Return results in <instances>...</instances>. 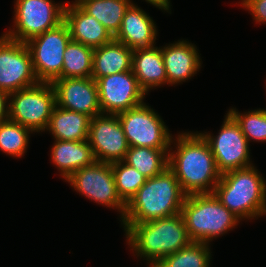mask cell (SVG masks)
<instances>
[{
  "label": "cell",
  "instance_id": "6da1fadb",
  "mask_svg": "<svg viewBox=\"0 0 266 267\" xmlns=\"http://www.w3.org/2000/svg\"><path fill=\"white\" fill-rule=\"evenodd\" d=\"M171 142L176 145V150L172 152L173 146L169 149L168 167L175 174L183 192L187 196L212 194L221 174L208 142L198 131L179 133Z\"/></svg>",
  "mask_w": 266,
  "mask_h": 267
},
{
  "label": "cell",
  "instance_id": "7a4b0ae2",
  "mask_svg": "<svg viewBox=\"0 0 266 267\" xmlns=\"http://www.w3.org/2000/svg\"><path fill=\"white\" fill-rule=\"evenodd\" d=\"M126 240L135 256L157 264L166 256L188 246V236L182 213L144 223H123Z\"/></svg>",
  "mask_w": 266,
  "mask_h": 267
},
{
  "label": "cell",
  "instance_id": "3957f363",
  "mask_svg": "<svg viewBox=\"0 0 266 267\" xmlns=\"http://www.w3.org/2000/svg\"><path fill=\"white\" fill-rule=\"evenodd\" d=\"M186 194L168 167L148 178L126 204L122 223H144L170 217L181 212Z\"/></svg>",
  "mask_w": 266,
  "mask_h": 267
},
{
  "label": "cell",
  "instance_id": "277c9868",
  "mask_svg": "<svg viewBox=\"0 0 266 267\" xmlns=\"http://www.w3.org/2000/svg\"><path fill=\"white\" fill-rule=\"evenodd\" d=\"M213 194L240 220L266 215V181L254 165L222 174Z\"/></svg>",
  "mask_w": 266,
  "mask_h": 267
},
{
  "label": "cell",
  "instance_id": "5b68a950",
  "mask_svg": "<svg viewBox=\"0 0 266 267\" xmlns=\"http://www.w3.org/2000/svg\"><path fill=\"white\" fill-rule=\"evenodd\" d=\"M181 213L192 242L210 244L241 221L213 193L186 196Z\"/></svg>",
  "mask_w": 266,
  "mask_h": 267
},
{
  "label": "cell",
  "instance_id": "8992f818",
  "mask_svg": "<svg viewBox=\"0 0 266 267\" xmlns=\"http://www.w3.org/2000/svg\"><path fill=\"white\" fill-rule=\"evenodd\" d=\"M56 94L51 83L38 82L36 85L9 94V120L29 128L32 132L47 129Z\"/></svg>",
  "mask_w": 266,
  "mask_h": 267
},
{
  "label": "cell",
  "instance_id": "52a82bcc",
  "mask_svg": "<svg viewBox=\"0 0 266 267\" xmlns=\"http://www.w3.org/2000/svg\"><path fill=\"white\" fill-rule=\"evenodd\" d=\"M14 28L3 35L19 42L48 31L64 21L66 3L51 0H15Z\"/></svg>",
  "mask_w": 266,
  "mask_h": 267
},
{
  "label": "cell",
  "instance_id": "ba28073f",
  "mask_svg": "<svg viewBox=\"0 0 266 267\" xmlns=\"http://www.w3.org/2000/svg\"><path fill=\"white\" fill-rule=\"evenodd\" d=\"M71 40L65 21L26 42L32 57V66L39 82L52 83L62 78L63 54Z\"/></svg>",
  "mask_w": 266,
  "mask_h": 267
},
{
  "label": "cell",
  "instance_id": "9c48e42d",
  "mask_svg": "<svg viewBox=\"0 0 266 267\" xmlns=\"http://www.w3.org/2000/svg\"><path fill=\"white\" fill-rule=\"evenodd\" d=\"M145 102L117 114L129 147L170 149L172 134L157 112Z\"/></svg>",
  "mask_w": 266,
  "mask_h": 267
},
{
  "label": "cell",
  "instance_id": "30bf717a",
  "mask_svg": "<svg viewBox=\"0 0 266 267\" xmlns=\"http://www.w3.org/2000/svg\"><path fill=\"white\" fill-rule=\"evenodd\" d=\"M65 181L70 183L79 194L95 203L118 209L122 220L126 203L118 195L112 173V163L95 161L72 173Z\"/></svg>",
  "mask_w": 266,
  "mask_h": 267
},
{
  "label": "cell",
  "instance_id": "8fae6325",
  "mask_svg": "<svg viewBox=\"0 0 266 267\" xmlns=\"http://www.w3.org/2000/svg\"><path fill=\"white\" fill-rule=\"evenodd\" d=\"M208 142L215 159L218 172H226L252 166L250 161V142L243 135L240 126L227 112L218 135L200 133Z\"/></svg>",
  "mask_w": 266,
  "mask_h": 267
},
{
  "label": "cell",
  "instance_id": "7c38bea8",
  "mask_svg": "<svg viewBox=\"0 0 266 267\" xmlns=\"http://www.w3.org/2000/svg\"><path fill=\"white\" fill-rule=\"evenodd\" d=\"M32 57L24 42L0 37V89L7 94L36 85Z\"/></svg>",
  "mask_w": 266,
  "mask_h": 267
},
{
  "label": "cell",
  "instance_id": "4fadbf2b",
  "mask_svg": "<svg viewBox=\"0 0 266 267\" xmlns=\"http://www.w3.org/2000/svg\"><path fill=\"white\" fill-rule=\"evenodd\" d=\"M96 84L103 114H118L144 102L146 93L132 70L100 77Z\"/></svg>",
  "mask_w": 266,
  "mask_h": 267
},
{
  "label": "cell",
  "instance_id": "5bb4252c",
  "mask_svg": "<svg viewBox=\"0 0 266 267\" xmlns=\"http://www.w3.org/2000/svg\"><path fill=\"white\" fill-rule=\"evenodd\" d=\"M88 142L96 161L114 163L122 161L128 151L117 114H99L90 119Z\"/></svg>",
  "mask_w": 266,
  "mask_h": 267
},
{
  "label": "cell",
  "instance_id": "9a60e30c",
  "mask_svg": "<svg viewBox=\"0 0 266 267\" xmlns=\"http://www.w3.org/2000/svg\"><path fill=\"white\" fill-rule=\"evenodd\" d=\"M51 84L56 94V106L90 118L102 114L96 80L92 77L58 78Z\"/></svg>",
  "mask_w": 266,
  "mask_h": 267
},
{
  "label": "cell",
  "instance_id": "2e32d148",
  "mask_svg": "<svg viewBox=\"0 0 266 267\" xmlns=\"http://www.w3.org/2000/svg\"><path fill=\"white\" fill-rule=\"evenodd\" d=\"M163 48V49H162ZM168 85L179 84L191 79L201 67L196 45L186 40L161 47Z\"/></svg>",
  "mask_w": 266,
  "mask_h": 267
},
{
  "label": "cell",
  "instance_id": "e0dca14e",
  "mask_svg": "<svg viewBox=\"0 0 266 267\" xmlns=\"http://www.w3.org/2000/svg\"><path fill=\"white\" fill-rule=\"evenodd\" d=\"M64 21L69 28L71 40L93 49L114 39L96 18L87 14L75 1L72 4L66 3Z\"/></svg>",
  "mask_w": 266,
  "mask_h": 267
},
{
  "label": "cell",
  "instance_id": "ac0fdd59",
  "mask_svg": "<svg viewBox=\"0 0 266 267\" xmlns=\"http://www.w3.org/2000/svg\"><path fill=\"white\" fill-rule=\"evenodd\" d=\"M156 28L152 17L133 3L126 10L120 30L114 39L132 50L152 47L156 43Z\"/></svg>",
  "mask_w": 266,
  "mask_h": 267
},
{
  "label": "cell",
  "instance_id": "d6986e66",
  "mask_svg": "<svg viewBox=\"0 0 266 267\" xmlns=\"http://www.w3.org/2000/svg\"><path fill=\"white\" fill-rule=\"evenodd\" d=\"M132 72L146 94L154 87L168 84L161 48L155 45L133 50Z\"/></svg>",
  "mask_w": 266,
  "mask_h": 267
},
{
  "label": "cell",
  "instance_id": "ffe728a7",
  "mask_svg": "<svg viewBox=\"0 0 266 267\" xmlns=\"http://www.w3.org/2000/svg\"><path fill=\"white\" fill-rule=\"evenodd\" d=\"M51 160L65 180L75 171L96 161L88 140H55L51 148Z\"/></svg>",
  "mask_w": 266,
  "mask_h": 267
},
{
  "label": "cell",
  "instance_id": "44dd1931",
  "mask_svg": "<svg viewBox=\"0 0 266 267\" xmlns=\"http://www.w3.org/2000/svg\"><path fill=\"white\" fill-rule=\"evenodd\" d=\"M132 55L133 50L130 47L115 39L95 48L91 77L97 80L100 77L131 71Z\"/></svg>",
  "mask_w": 266,
  "mask_h": 267
},
{
  "label": "cell",
  "instance_id": "7402d4cb",
  "mask_svg": "<svg viewBox=\"0 0 266 267\" xmlns=\"http://www.w3.org/2000/svg\"><path fill=\"white\" fill-rule=\"evenodd\" d=\"M90 117L83 113L55 106L50 117L47 131L55 140H88Z\"/></svg>",
  "mask_w": 266,
  "mask_h": 267
},
{
  "label": "cell",
  "instance_id": "603a6c76",
  "mask_svg": "<svg viewBox=\"0 0 266 267\" xmlns=\"http://www.w3.org/2000/svg\"><path fill=\"white\" fill-rule=\"evenodd\" d=\"M90 16H93L115 37L119 32L130 0H75Z\"/></svg>",
  "mask_w": 266,
  "mask_h": 267
},
{
  "label": "cell",
  "instance_id": "cb8c5ba5",
  "mask_svg": "<svg viewBox=\"0 0 266 267\" xmlns=\"http://www.w3.org/2000/svg\"><path fill=\"white\" fill-rule=\"evenodd\" d=\"M123 161L134 167L147 179L157 176L168 168L169 149L129 147Z\"/></svg>",
  "mask_w": 266,
  "mask_h": 267
},
{
  "label": "cell",
  "instance_id": "d4e9b609",
  "mask_svg": "<svg viewBox=\"0 0 266 267\" xmlns=\"http://www.w3.org/2000/svg\"><path fill=\"white\" fill-rule=\"evenodd\" d=\"M93 53V48L70 40L63 54L62 78L91 77Z\"/></svg>",
  "mask_w": 266,
  "mask_h": 267
},
{
  "label": "cell",
  "instance_id": "484cf974",
  "mask_svg": "<svg viewBox=\"0 0 266 267\" xmlns=\"http://www.w3.org/2000/svg\"><path fill=\"white\" fill-rule=\"evenodd\" d=\"M211 253L208 243L191 242L157 264L159 267H210Z\"/></svg>",
  "mask_w": 266,
  "mask_h": 267
},
{
  "label": "cell",
  "instance_id": "4316f807",
  "mask_svg": "<svg viewBox=\"0 0 266 267\" xmlns=\"http://www.w3.org/2000/svg\"><path fill=\"white\" fill-rule=\"evenodd\" d=\"M29 128L11 120L0 122V151L13 157H23L28 148Z\"/></svg>",
  "mask_w": 266,
  "mask_h": 267
},
{
  "label": "cell",
  "instance_id": "83f0119b",
  "mask_svg": "<svg viewBox=\"0 0 266 267\" xmlns=\"http://www.w3.org/2000/svg\"><path fill=\"white\" fill-rule=\"evenodd\" d=\"M112 173L120 198L127 204L147 178L123 160L112 163Z\"/></svg>",
  "mask_w": 266,
  "mask_h": 267
},
{
  "label": "cell",
  "instance_id": "f1b7e54d",
  "mask_svg": "<svg viewBox=\"0 0 266 267\" xmlns=\"http://www.w3.org/2000/svg\"><path fill=\"white\" fill-rule=\"evenodd\" d=\"M228 113L235 119L247 141H266V109H255L240 113L231 108Z\"/></svg>",
  "mask_w": 266,
  "mask_h": 267
},
{
  "label": "cell",
  "instance_id": "f546056e",
  "mask_svg": "<svg viewBox=\"0 0 266 267\" xmlns=\"http://www.w3.org/2000/svg\"><path fill=\"white\" fill-rule=\"evenodd\" d=\"M242 7L251 12L256 23H266V0H241Z\"/></svg>",
  "mask_w": 266,
  "mask_h": 267
},
{
  "label": "cell",
  "instance_id": "4dcf8cb0",
  "mask_svg": "<svg viewBox=\"0 0 266 267\" xmlns=\"http://www.w3.org/2000/svg\"><path fill=\"white\" fill-rule=\"evenodd\" d=\"M9 118V94L0 89V122Z\"/></svg>",
  "mask_w": 266,
  "mask_h": 267
},
{
  "label": "cell",
  "instance_id": "1f68e13d",
  "mask_svg": "<svg viewBox=\"0 0 266 267\" xmlns=\"http://www.w3.org/2000/svg\"><path fill=\"white\" fill-rule=\"evenodd\" d=\"M131 1V0H130ZM147 3L152 4L153 6L164 10V12H169L170 10V0H145Z\"/></svg>",
  "mask_w": 266,
  "mask_h": 267
},
{
  "label": "cell",
  "instance_id": "d6a6232c",
  "mask_svg": "<svg viewBox=\"0 0 266 267\" xmlns=\"http://www.w3.org/2000/svg\"><path fill=\"white\" fill-rule=\"evenodd\" d=\"M149 267H159L158 264H149Z\"/></svg>",
  "mask_w": 266,
  "mask_h": 267
}]
</instances>
